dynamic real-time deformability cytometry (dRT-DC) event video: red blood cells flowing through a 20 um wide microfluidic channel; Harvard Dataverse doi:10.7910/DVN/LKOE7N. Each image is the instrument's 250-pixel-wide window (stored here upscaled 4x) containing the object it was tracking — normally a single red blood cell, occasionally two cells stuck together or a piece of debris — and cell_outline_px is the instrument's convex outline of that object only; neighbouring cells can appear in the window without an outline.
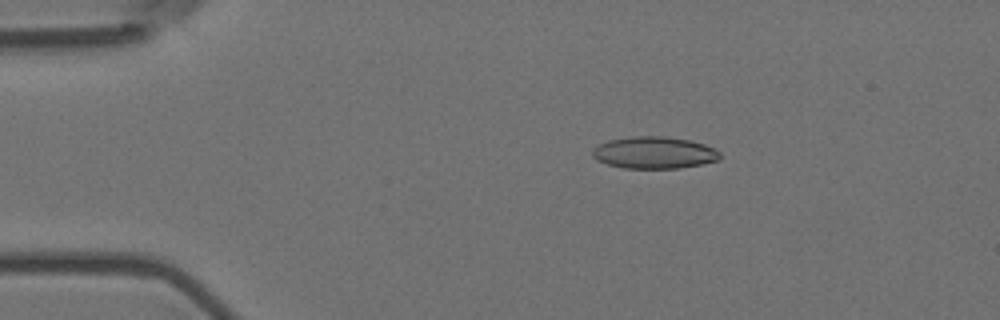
{"species": "Egyptian fruit bat (a non-hibernating species)", "species_latin": "Rousettus aegyptiacus", "temperature_condition": "room temperature", "stored_images_in_passage": 51, "camera_frame_rate_fps": 3000, "um_per_image_px": 0.085, "animal": {"sex": "female"}, "frame": {"image": 1, "passage_image": 5, "time_ms": 1.333, "image_size_px": [1000, 320], "cell_outline_px": [[720, 160], [680, 168], [624, 168], [608, 164], [596, 160], [592, 156], [592, 148], [608, 140], [632, 136], [664, 136], [688, 140], [704, 144], [720, 152]], "centroid_in_image_um": [55.58, 12.97], "position_along_channel_um": 29.4, "area_um2": 23.7}}
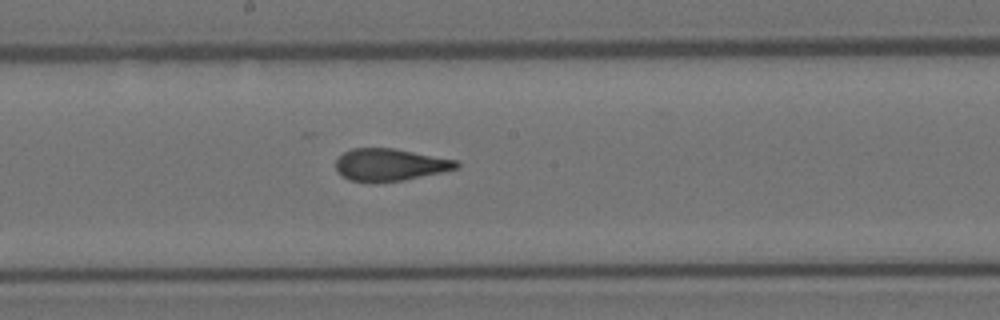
{"frame": {"image": 2, "passage_image": 25, "time_ms": 8.0, "image_size_px": [1000, 320], "cell_outline_px": [[460, 168], [404, 180], [376, 184], [348, 180], [336, 172], [336, 160], [344, 152], [352, 148], [392, 148], [456, 160], [460, 164]], "centroid_in_image_um": [33.1, 14.03], "position_along_channel_um": 215.1, "area_um2": 22.95}}
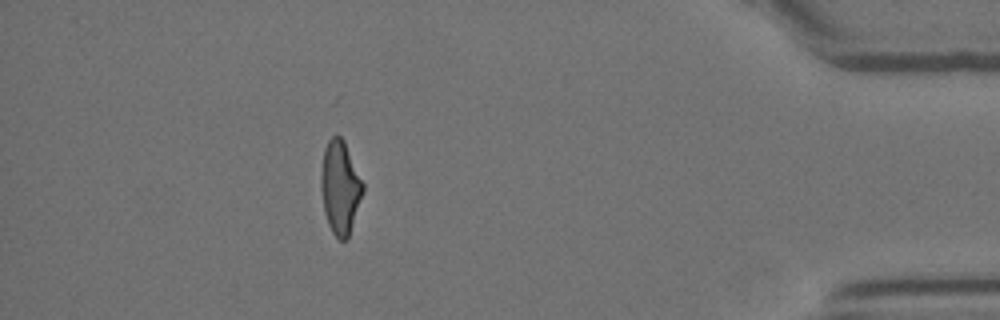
{"frame": {"image": 3, "passage_image": 45, "time_ms": 14.667, "image_size_px": [1000, 320], "cell_outline_px": [[364, 192], [348, 240], [340, 240], [332, 232], [328, 224], [324, 212], [320, 184], [320, 176], [324, 148], [328, 140], [336, 132], [344, 140], [364, 184]], "centroid_in_image_um": [28.92, 15.92], "position_along_channel_um": 406.3, "area_um2": 23.12}, "authors_computed_cell_mechanics": {"area_um2": 23.4668, "velocity_mm_per_s": 3.6066, "shape_relaxation_time_tau1_ms": null, "shape_relaxation_time_tau2_ms": 2.4759, "deformation_change_tau1": null, "deformation_change_tau2": 0.1192}}